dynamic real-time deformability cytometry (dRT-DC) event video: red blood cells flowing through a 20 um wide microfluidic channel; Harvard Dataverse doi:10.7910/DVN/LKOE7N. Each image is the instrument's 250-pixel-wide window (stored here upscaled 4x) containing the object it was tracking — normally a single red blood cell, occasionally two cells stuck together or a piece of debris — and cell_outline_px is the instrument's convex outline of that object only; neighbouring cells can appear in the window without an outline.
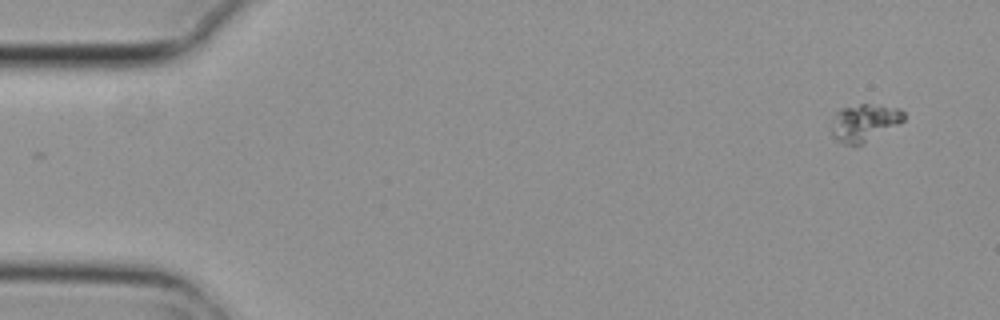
{"species": "common noctule bat (a hibernating species)", "species_latin": "Nyctalus noctula", "temperature_condition": "cold", "stored_images_in_passage": 6, "camera_frame_rate_fps": 3000, "um_per_image_px": 0.085, "animal": {"sex": "female", "body_mass_g": 29.2, "forearm_length_mm": 56.3}, "frame": {"image": 1, "passage_image": 1, "time_ms": 0.0, "image_size_px": [1000, 320], "cell_outline_px": [[904, 120], [900, 124], [864, 144], [856, 148], [844, 144], [836, 140], [832, 136], [832, 116], [840, 108], [860, 104], [868, 104], [900, 108], [904, 112]], "centroid_in_image_um": [73.45, 10.46], "position_along_channel_um": 11.5, "area_um2": 16.18}}
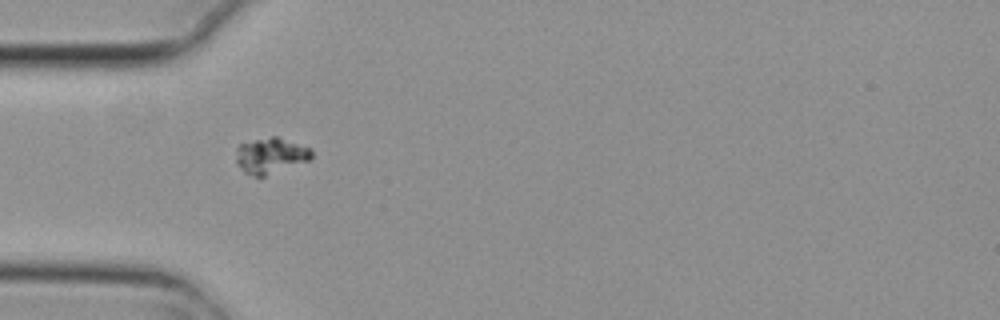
{"frame": {"image": 2, "passage_image": 5, "time_ms": 1.333, "image_size_px": [1000, 320], "cell_outline_px": [[312, 160], [264, 176], [256, 176], [244, 172], [236, 164], [236, 148], [240, 144], [272, 136], [276, 136], [312, 148]], "centroid_in_image_um": [23.03, 13.23], "position_along_channel_um": 62.0, "area_um2": 15.78}}
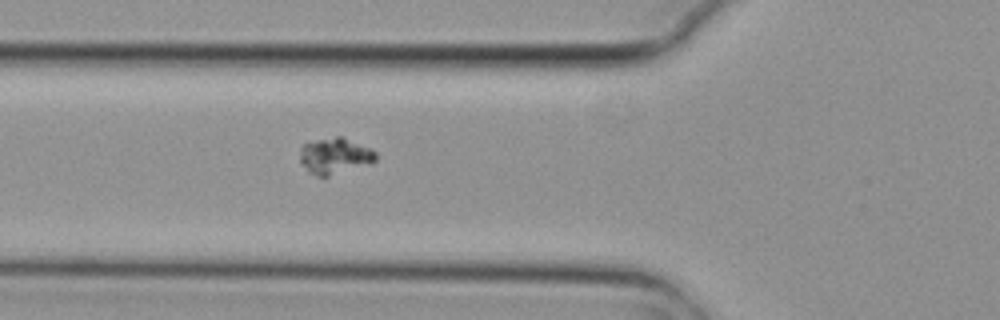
{"frame": {"image": 3, "passage_image": 6, "time_ms": 1.667, "image_size_px": [1000, 320], "cell_outline_px": [[376, 160], [368, 164], [328, 176], [316, 176], [308, 172], [300, 160], [300, 148], [304, 144], [336, 136], [344, 136], [372, 148], [376, 152]], "centroid_in_image_um": [28.48, 13.24], "position_along_channel_um": 97.3, "area_um2": 15.9}}